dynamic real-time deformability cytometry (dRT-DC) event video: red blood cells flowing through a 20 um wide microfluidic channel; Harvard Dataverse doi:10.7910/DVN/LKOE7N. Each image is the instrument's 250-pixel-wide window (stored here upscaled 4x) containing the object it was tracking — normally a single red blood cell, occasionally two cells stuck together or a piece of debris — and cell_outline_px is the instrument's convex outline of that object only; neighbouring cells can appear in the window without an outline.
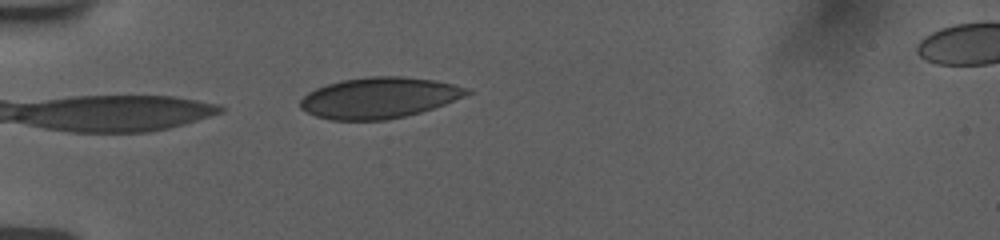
{"species": "human", "species_latin": "Homo sapiens", "temperature_condition": "room temperature", "stored_images_in_passage": 3, "camera_frame_rate_fps": 3000, "um_per_image_px": 0.085, "donor": {"sex": "female"}, "frame": {"image": 1, "passage_image": 1, "time_ms": 0.0, "image_size_px": [1000, 240], "cell_outline_px": [[476, 92], [444, 104], [420, 112], [404, 116], [384, 120], [332, 120], [316, 116], [300, 108], [300, 100], [308, 92], [316, 88], [340, 80], [372, 76], [400, 76], [436, 80], [472, 88]], "centroid_in_image_um": [32.27, 8.3], "position_along_channel_um": 52.7, "area_um2": 39.82}}
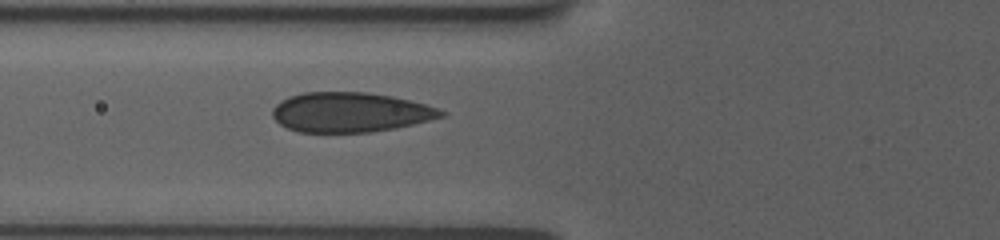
{"frame": {"image": 2, "passage_image": 3, "time_ms": 1.667, "image_size_px": [1000, 240], "cell_outline_px": [[448, 116], [396, 128], [368, 132], [296, 132], [280, 124], [272, 116], [272, 108], [280, 100], [288, 96], [304, 92], [368, 92], [392, 96], [424, 104], [448, 112]], "centroid_in_image_um": [29.77, 9.54], "position_along_channel_um": 96.0, "area_um2": 39.3}}